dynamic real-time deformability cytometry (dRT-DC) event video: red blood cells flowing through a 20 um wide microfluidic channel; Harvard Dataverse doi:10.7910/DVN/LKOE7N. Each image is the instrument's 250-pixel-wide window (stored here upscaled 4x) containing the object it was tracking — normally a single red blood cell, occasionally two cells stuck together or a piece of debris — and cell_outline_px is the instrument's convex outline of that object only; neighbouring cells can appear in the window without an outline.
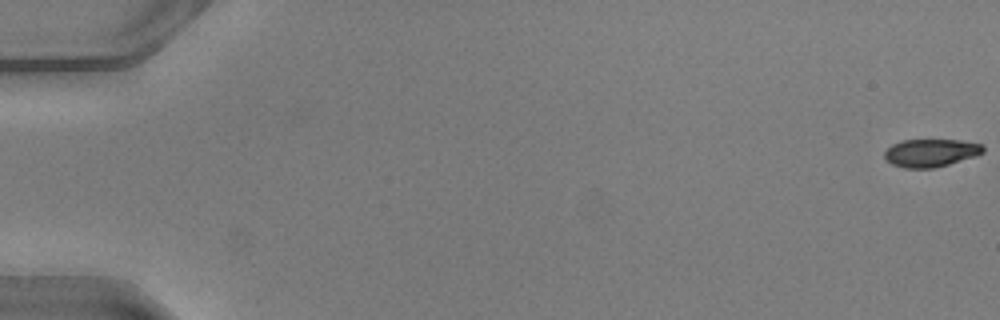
{"species": "common noctule bat (a hibernating species)", "species_latin": "Nyctalus noctula", "temperature_condition": "warm", "stored_images_in_passage": 47, "camera_frame_rate_fps": 3000, "um_per_image_px": 0.085, "animal": {"sex": "male", "body_mass_g": 20.5, "forearm_length_mm": 52.5}, "frame": {"image": 1, "passage_image": 1, "time_ms": 0.0, "image_size_px": [1000, 320], "cell_outline_px": [[984, 152], [976, 156], [948, 164], [932, 168], [904, 168], [892, 164], [884, 156], [884, 152], [892, 144], [904, 140], [960, 140], [984, 144]], "centroid_in_image_um": [79.14, 12.98], "position_along_channel_um": 5.9, "area_um2": 15.95}}
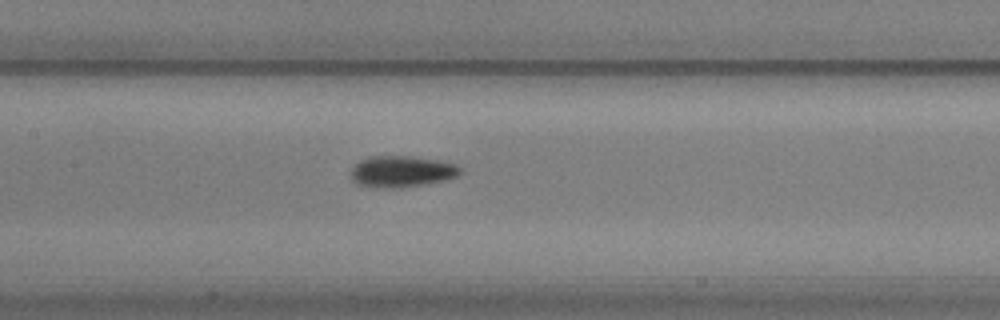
{"frame": {"image": 2, "passage_image": 26, "time_ms": 8.333, "image_size_px": [1000, 320], "cell_outline_px": [[464, 172], [460, 176], [448, 180], [428, 184], [400, 188], [372, 188], [356, 184], [352, 180], [352, 168], [360, 160], [368, 156], [408, 156], [436, 160], [456, 164]], "centroid_in_image_um": [34.17, 14.6], "position_along_channel_um": 173.2, "area_um2": 20.4}}
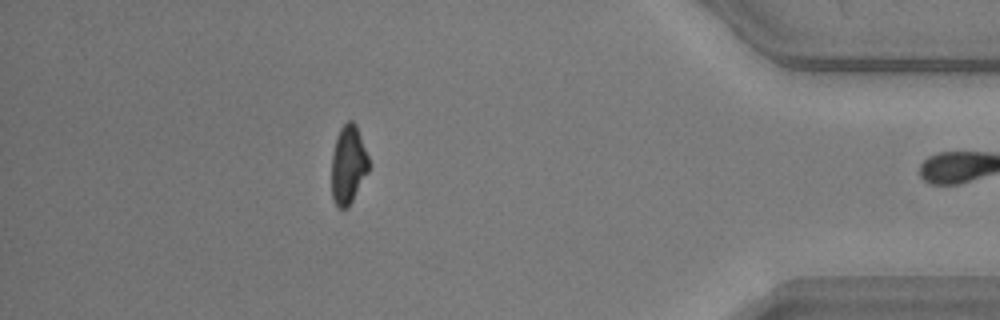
{"frame": {"image": 3, "passage_image": 46, "time_ms": 15.0, "image_size_px": [1000, 320], "cell_outline_px": [[368, 172], [348, 208], [340, 208], [336, 204], [332, 196], [332, 152], [336, 136], [340, 128], [348, 120], [352, 120], [356, 124], [368, 156]], "centroid_in_image_um": [29.59, 13.98], "position_along_channel_um": 405.6, "area_um2": 16.94}}